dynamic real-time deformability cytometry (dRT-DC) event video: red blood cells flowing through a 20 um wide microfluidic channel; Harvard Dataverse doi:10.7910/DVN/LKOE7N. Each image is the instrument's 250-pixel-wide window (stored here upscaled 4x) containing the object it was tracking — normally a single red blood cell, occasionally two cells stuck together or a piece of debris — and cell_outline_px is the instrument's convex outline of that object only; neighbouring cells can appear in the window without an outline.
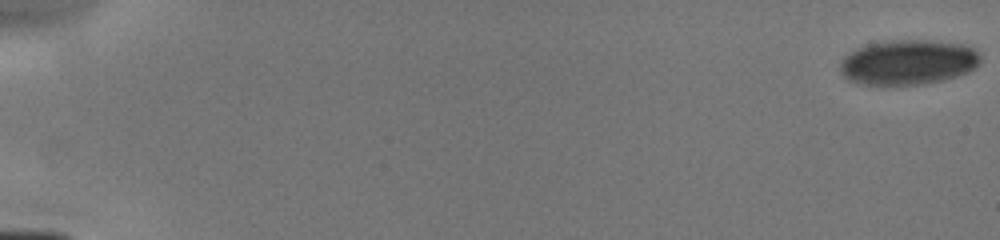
{"species": "human", "species_latin": "Homo sapiens", "temperature_condition": "cold", "stored_images_in_passage": 9, "camera_frame_rate_fps": 3000, "um_per_image_px": 0.085, "donor": {"sex": "male"}, "frame": {"image": 1, "passage_image": 1, "time_ms": 0.0, "image_size_px": [1000, 240], "cell_outline_px": [[980, 64], [968, 72], [956, 76], [924, 84], [856, 84], [848, 80], [840, 72], [840, 60], [844, 56], [856, 48], [868, 44], [888, 40], [932, 40], [964, 44], [972, 48], [980, 56]], "centroid_in_image_um": [77.16, 5.28], "position_along_channel_um": 7.8, "area_um2": 36.88}}
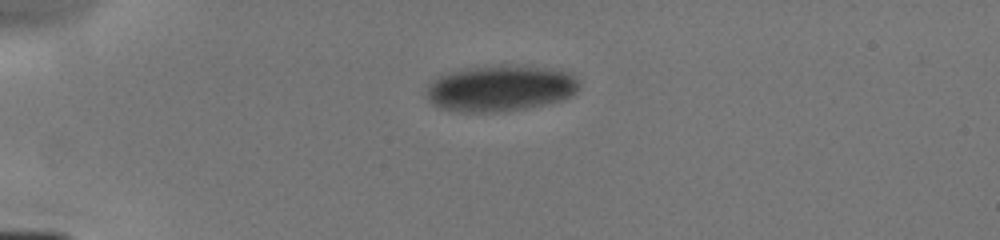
{"frame": {"image": 2, "passage_image": 6, "time_ms": 4.333, "image_size_px": [1000, 240], "cell_outline_px": [[580, 84], [576, 92], [572, 96], [560, 100], [544, 104], [524, 108], [500, 112], [460, 112], [436, 108], [428, 100], [424, 88], [432, 80], [440, 76], [452, 72], [468, 68], [536, 68], [568, 72], [576, 76], [580, 80]], "centroid_in_image_um": [42.47, 7.57], "position_along_channel_um": 42.5, "area_um2": 40.11}}